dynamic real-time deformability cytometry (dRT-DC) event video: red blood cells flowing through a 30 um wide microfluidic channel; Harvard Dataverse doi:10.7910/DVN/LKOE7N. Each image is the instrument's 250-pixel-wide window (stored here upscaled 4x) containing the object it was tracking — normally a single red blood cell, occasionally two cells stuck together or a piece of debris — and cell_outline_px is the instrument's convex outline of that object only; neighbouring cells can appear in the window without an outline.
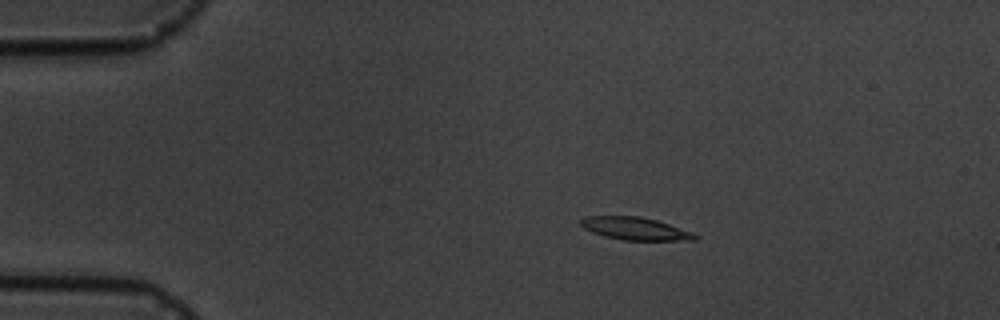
{"species": "common noctule bat (a hibernating species)", "species_latin": "Nyctalus noctula", "temperature_condition": "cold", "stored_images_in_passage": 17, "camera_frame_rate_fps": 3000, "um_per_image_px": 0.085, "animal": {"sex": "male", "body_mass_g": 19.5, "forearm_length_mm": 54.6}, "frame": {"image": 1, "passage_image": 4, "time_ms": 3.333, "image_size_px": [1000, 320], "cell_outline_px": [[700, 236], [696, 240], [620, 240], [604, 236], [592, 232], [584, 228], [580, 224], [580, 220], [584, 216], [640, 216], [656, 220], [692, 232]], "centroid_in_image_um": [53.97, 19.43], "position_along_channel_um": 31.0, "area_um2": 15.09}}
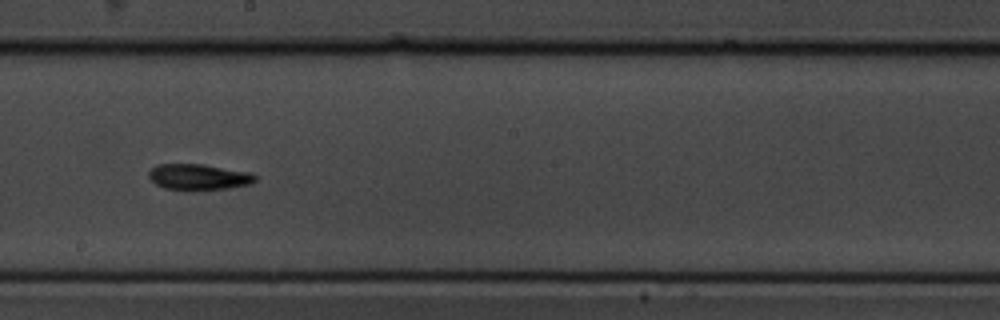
{"frame": {"image": 2, "passage_image": 10, "time_ms": 10.333, "image_size_px": [1000, 320], "cell_outline_px": [[256, 180], [252, 184], [228, 188], [192, 192], [188, 192], [164, 188], [156, 184], [148, 176], [148, 172], [156, 164], [204, 164], [252, 172], [256, 176]], "centroid_in_image_um": [16.9, 15.06], "position_along_channel_um": 231.3, "area_um2": 16.7}}
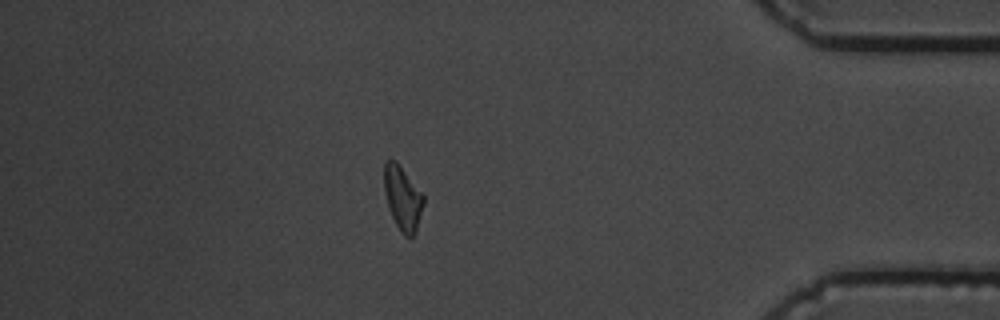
{"frame": {"image": 3, "passage_image": 15, "time_ms": 16.0, "image_size_px": [1000, 320], "cell_outline_px": [[424, 204], [416, 232], [412, 236], [404, 236], [400, 232], [392, 216], [384, 192], [384, 160], [388, 156], [396, 160], [424, 192]], "centroid_in_image_um": [34.24, 16.76], "position_along_channel_um": 401.0, "area_um2": 15.2}, "authors_computed_cell_mechanics": {"area_um2": 15.4326, "velocity_mm_per_s": 3.6233, "shape_relaxation_time_tau1_ms": 5.7022, "shape_relaxation_time_tau2_ms": 7.3782, "deformation_change_tau1": 0.133, "deformation_change_tau2": 0.1477}}